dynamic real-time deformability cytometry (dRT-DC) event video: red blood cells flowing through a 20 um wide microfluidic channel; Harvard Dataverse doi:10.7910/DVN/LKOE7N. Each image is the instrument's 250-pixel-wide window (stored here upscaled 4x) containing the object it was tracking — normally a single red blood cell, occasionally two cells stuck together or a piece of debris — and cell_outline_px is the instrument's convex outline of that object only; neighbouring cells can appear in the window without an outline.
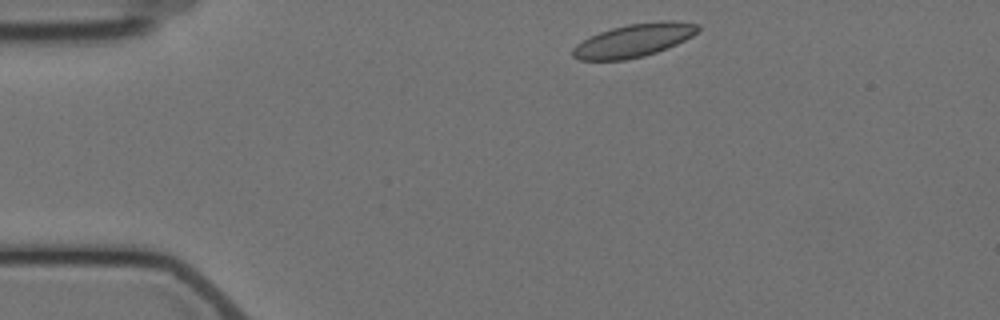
{"species": "Egyptian fruit bat (a non-hibernating species)", "species_latin": "Rousettus aegyptiacus", "temperature_condition": "cold", "stored_images_in_passage": 2, "camera_frame_rate_fps": 3000, "um_per_image_px": 0.085, "animal": {"sex": "female"}, "frame": {"image": 1, "passage_image": 1, "time_ms": 0.0, "image_size_px": [1000, 320], "cell_outline_px": [[700, 28], [692, 36], [676, 44], [656, 52], [644, 56], [624, 60], [580, 60], [572, 56], [572, 48], [576, 44], [600, 32], [612, 28], [628, 24], [660, 20], [672, 20], [700, 24]], "centroid_in_image_um": [53.89, 3.42], "position_along_channel_um": 31.1, "area_um2": 24.1}}